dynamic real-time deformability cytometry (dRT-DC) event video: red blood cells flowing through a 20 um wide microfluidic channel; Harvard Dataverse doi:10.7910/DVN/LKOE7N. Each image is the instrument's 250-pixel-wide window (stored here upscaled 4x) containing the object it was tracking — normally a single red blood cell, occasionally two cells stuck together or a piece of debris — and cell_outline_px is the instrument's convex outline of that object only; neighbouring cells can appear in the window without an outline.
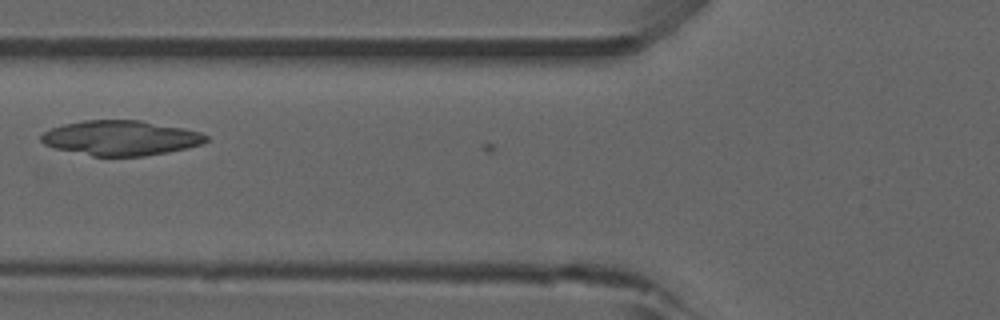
{"species": "common noctule bat (a hibernating species)", "species_latin": "Nyctalus noctula", "temperature_condition": "room temperature", "stored_images_in_passage": 7, "camera_frame_rate_fps": 3000, "um_per_image_px": 0.085, "animal": {"sex": "male", "forearm_length_mm": 52.5}, "frame": {"image": 1, "passage_image": 6, "time_ms": 1.667, "image_size_px": [1000, 320], "cell_outline_px": [[208, 140], [204, 144], [188, 148], [168, 152], [144, 156], [92, 156], [52, 148], [44, 144], [40, 140], [40, 136], [44, 132], [52, 128], [64, 124], [84, 120], [140, 120], [184, 128], [200, 132], [208, 136]], "centroid_in_image_um": [10.27, 11.73], "position_along_channel_um": 115.5, "area_um2": 33.76}}